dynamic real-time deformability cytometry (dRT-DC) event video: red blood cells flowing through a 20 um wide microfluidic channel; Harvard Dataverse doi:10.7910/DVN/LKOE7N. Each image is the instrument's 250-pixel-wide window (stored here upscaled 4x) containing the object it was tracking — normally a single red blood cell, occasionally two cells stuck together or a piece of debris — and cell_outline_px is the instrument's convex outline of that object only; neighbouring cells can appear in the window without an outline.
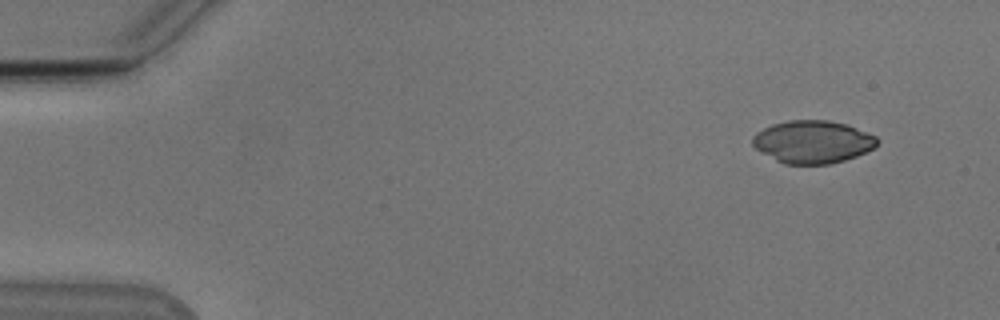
{"species": "Egyptian fruit bat (a non-hibernating species)", "species_latin": "Rousettus aegyptiacus", "temperature_condition": "cold", "stored_images_in_passage": 2, "camera_frame_rate_fps": 3000, "um_per_image_px": 0.085, "animal": {"sex": "male"}, "frame": {"image": 1, "passage_image": 1, "time_ms": 0.0, "image_size_px": [1000, 320], "cell_outline_px": [[880, 140], [872, 148], [856, 156], [832, 164], [784, 164], [776, 160], [756, 148], [752, 144], [752, 136], [756, 132], [772, 124], [788, 120], [828, 120], [844, 124], [876, 136]], "centroid_in_image_um": [69.05, 12.06], "position_along_channel_um": 15.9, "area_um2": 30.75}}